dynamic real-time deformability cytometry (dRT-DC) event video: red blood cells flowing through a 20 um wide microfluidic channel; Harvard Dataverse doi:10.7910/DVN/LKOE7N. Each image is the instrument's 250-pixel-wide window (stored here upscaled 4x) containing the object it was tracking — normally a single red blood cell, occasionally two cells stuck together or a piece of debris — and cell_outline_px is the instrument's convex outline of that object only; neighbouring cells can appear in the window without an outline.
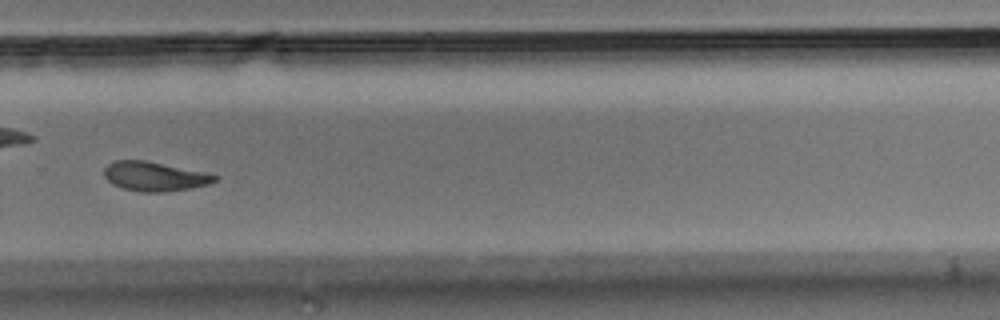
{"species": "Egyptian fruit bat (a non-hibernating species)", "species_latin": "Rousettus aegyptiacus", "temperature_condition": "room temperature", "stored_images_in_passage": 40, "camera_frame_rate_fps": 3000, "um_per_image_px": 0.085, "animal": {"sex": "male"}, "frame": {"image": 1, "passage_image": 23, "time_ms": 7.333, "image_size_px": [1000, 320], "cell_outline_px": [[220, 176], [216, 180], [208, 184], [168, 192], [140, 192], [120, 188], [112, 184], [104, 176], [104, 168], [108, 164], [116, 160], [144, 160], [208, 172]], "centroid_in_image_um": [13.14, 14.99], "position_along_channel_um": 316.7, "area_um2": 19.07}, "authors_computed_cell_mechanics": {"area_um2": 19.6231, "velocity_mm_per_s": 3.7267, "shape_relaxation_time_tau1_ms": 4.264, "shape_relaxation_time_tau2_ms": 3.0161, "deformation_change_tau1": 0.1456, "deformation_change_tau2": 0.0854}}